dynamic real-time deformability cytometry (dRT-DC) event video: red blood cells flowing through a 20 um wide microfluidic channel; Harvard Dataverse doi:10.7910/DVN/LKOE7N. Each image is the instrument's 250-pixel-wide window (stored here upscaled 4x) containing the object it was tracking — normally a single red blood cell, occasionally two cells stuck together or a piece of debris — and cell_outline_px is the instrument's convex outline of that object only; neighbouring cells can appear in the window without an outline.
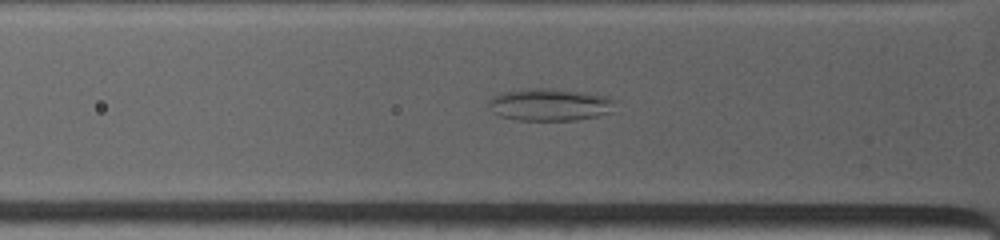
{"species": "common noctule bat (a hibernating species)", "species_latin": "Nyctalus noctula", "temperature_condition": "warm", "stored_images_in_passage": 13, "camera_frame_rate_fps": 4500, "um_per_image_px": 0.085, "animal": {"sex": "female", "body_mass_g": 19.0, "forearm_length_mm": 53.3}, "frame": {"image": 1, "passage_image": 8, "time_ms": 2.667, "image_size_px": [1000, 240], "cell_outline_px": [[616, 100], [612, 112], [596, 116], [576, 120], [516, 120], [500, 116], [492, 112], [488, 108], [488, 100], [492, 96], [504, 92], [528, 88], [552, 88], [588, 92], [608, 96]], "centroid_in_image_um": [46.74, 8.88], "position_along_channel_um": 79.1, "area_um2": 24.22}}